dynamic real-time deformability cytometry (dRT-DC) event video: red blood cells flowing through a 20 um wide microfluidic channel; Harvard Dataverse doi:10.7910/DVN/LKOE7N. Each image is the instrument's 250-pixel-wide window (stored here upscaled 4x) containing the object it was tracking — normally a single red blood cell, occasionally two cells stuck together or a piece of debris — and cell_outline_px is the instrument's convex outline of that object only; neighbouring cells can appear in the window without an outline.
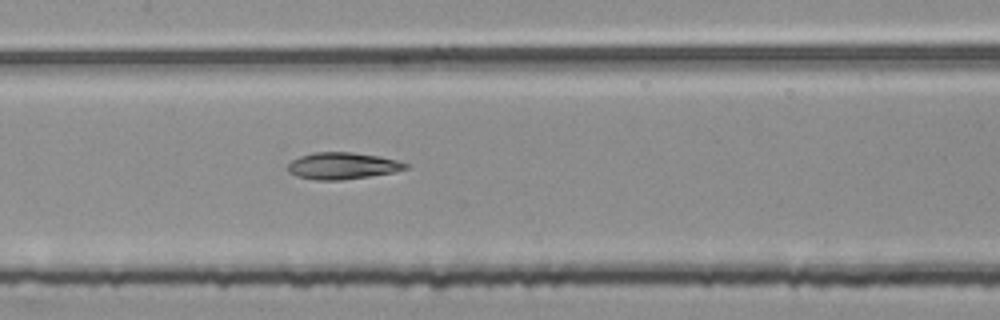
{"species": "common noctule bat (a hibernating species)", "species_latin": "Nyctalus noctula", "temperature_condition": "room temperature", "stored_images_in_passage": 54, "segment_of_instrument_passage": [2, 2], "camera_frame_rate_fps": 3000, "um_per_image_px": 0.085, "animal": {"sex": "female", "body_mass_g": 25.1}, "frame": {"image": 1, "passage_image": 26, "time_ms": 8.333, "image_size_px": [1000, 320], "cell_outline_px": [[412, 164], [408, 168], [396, 172], [340, 180], [316, 180], [296, 176], [288, 172], [288, 164], [292, 160], [300, 156], [316, 152], [352, 152], [380, 156], [400, 160]], "centroid_in_image_um": [29.17, 14.09], "position_along_channel_um": 178.2, "area_um2": 18.55}}
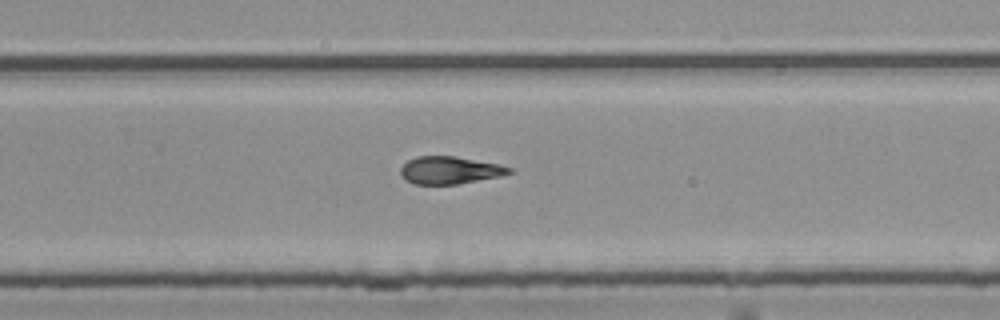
{"frame": {"image": 2, "passage_image": 35, "time_ms": 11.333, "image_size_px": [1000, 320], "cell_outline_px": [[516, 172], [500, 176], [456, 184], [412, 184], [404, 180], [400, 176], [400, 168], [408, 160], [416, 156], [456, 156], [500, 164], [512, 168]], "centroid_in_image_um": [38.23, 14.46], "position_along_channel_um": 291.6, "area_um2": 17.63}}
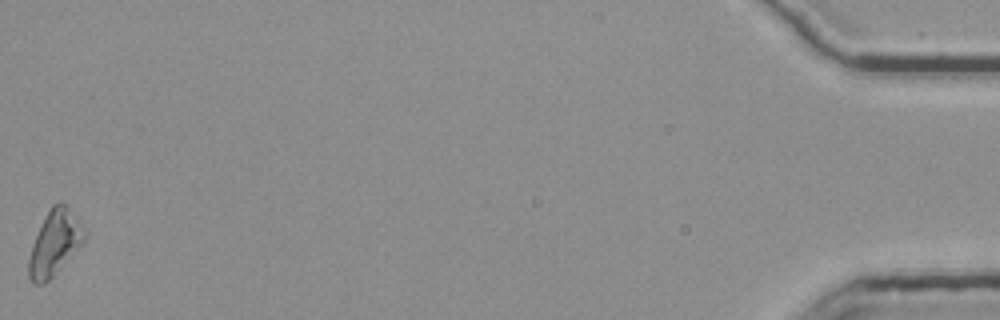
{"frame": {"image": 3, "passage_image": 54, "time_ms": 17.667, "image_size_px": [1000, 320], "cell_outline_px": [[88, 232], [84, 244], [44, 284], [36, 284], [28, 276], [28, 260], [32, 244], [52, 204], [60, 200], [68, 208]], "centroid_in_image_um": [4.68, 20.66], "position_along_channel_um": 430.5, "area_um2": 20.87}}